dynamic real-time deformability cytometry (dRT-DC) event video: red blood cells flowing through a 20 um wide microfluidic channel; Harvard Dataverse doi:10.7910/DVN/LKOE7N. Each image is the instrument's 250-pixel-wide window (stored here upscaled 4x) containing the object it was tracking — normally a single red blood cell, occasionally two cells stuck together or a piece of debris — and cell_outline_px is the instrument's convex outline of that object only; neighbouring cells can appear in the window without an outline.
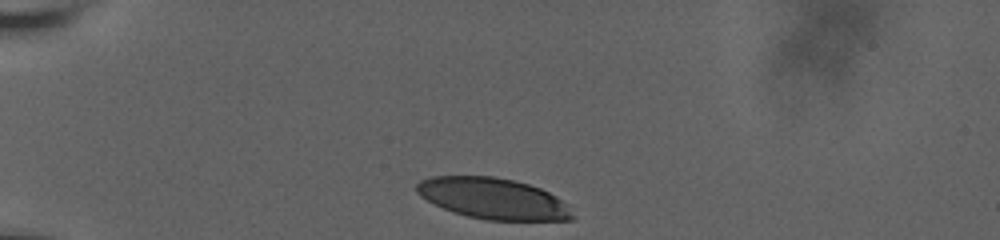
{"species": "human", "species_latin": "Homo sapiens", "temperature_condition": "room temperature", "stored_images_in_passage": 9, "camera_frame_rate_fps": 3000, "um_per_image_px": 0.085, "donor": {"sex": "male"}, "frame": {"image": 1, "passage_image": 1, "time_ms": 0.0, "image_size_px": [1000, 240], "cell_outline_px": [[576, 216], [572, 220], [488, 220], [468, 216], [452, 212], [420, 196], [416, 192], [416, 184], [420, 180], [432, 176], [492, 176], [512, 180], [528, 184], [540, 188], [556, 196], [568, 204]], "centroid_in_image_um": [41.94, 16.88], "position_along_channel_um": 43.1, "area_um2": 37.28}}
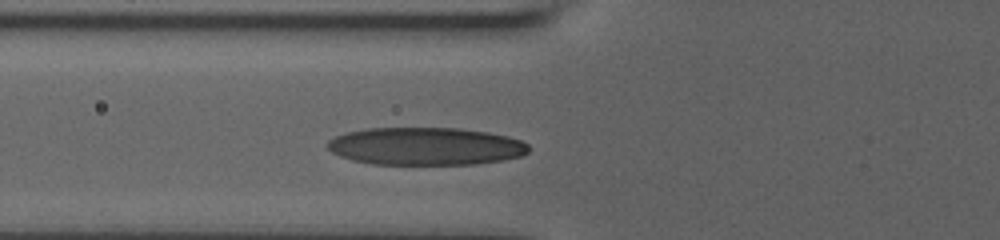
{"frame": {"image": 2, "passage_image": 6, "time_ms": 2.667, "image_size_px": [1000, 240], "cell_outline_px": [[528, 152], [520, 156], [504, 160], [476, 164], [372, 164], [352, 160], [340, 156], [332, 152], [324, 144], [328, 140], [336, 136], [348, 132], [364, 128], [456, 128], [488, 132], [508, 136], [520, 140], [528, 144]], "centroid_in_image_um": [36.16, 12.43], "position_along_channel_um": 89.6, "area_um2": 44.33}}
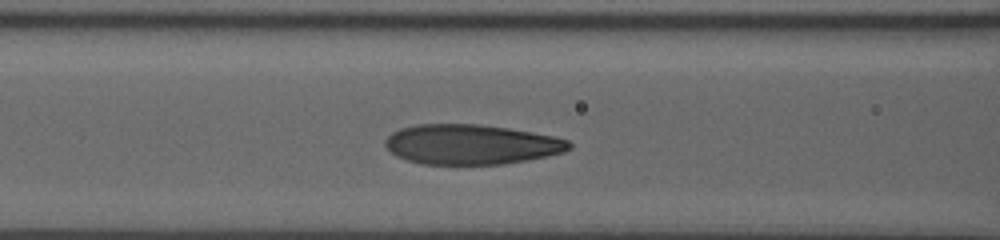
{"frame": {"image": 3, "passage_image": 8, "time_ms": 3.667, "image_size_px": [1000, 240], "cell_outline_px": [[572, 148], [564, 152], [528, 160], [500, 164], [420, 164], [396, 156], [384, 144], [384, 140], [392, 132], [400, 128], [416, 124], [480, 124], [508, 128], [532, 132], [552, 136], [568, 140], [572, 144]], "centroid_in_image_um": [40.04, 12.27], "position_along_channel_um": 126.6, "area_um2": 42.83}}